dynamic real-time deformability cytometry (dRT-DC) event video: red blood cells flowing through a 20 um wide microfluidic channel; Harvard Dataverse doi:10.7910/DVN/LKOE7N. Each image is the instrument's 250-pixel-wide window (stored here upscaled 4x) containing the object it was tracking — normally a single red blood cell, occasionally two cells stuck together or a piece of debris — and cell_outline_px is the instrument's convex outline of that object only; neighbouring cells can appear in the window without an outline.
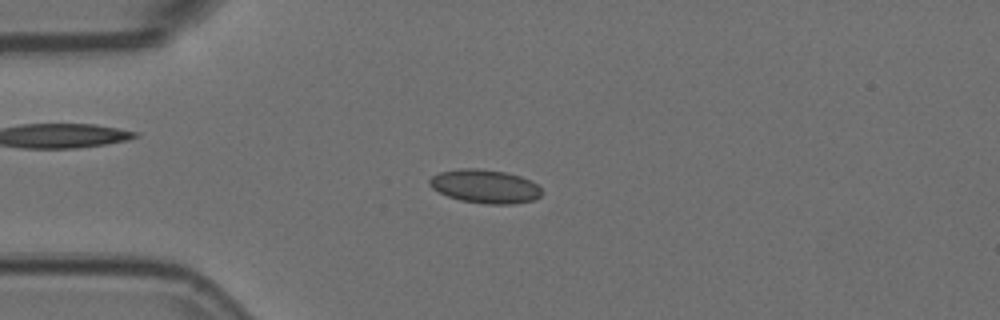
{"species": "Egyptian fruit bat (a non-hibernating species)", "species_latin": "Rousettus aegyptiacus", "temperature_condition": "room temperature", "stored_images_in_passage": 48, "camera_frame_rate_fps": 3000, "um_per_image_px": 0.085, "animal": {"sex": "female"}, "frame": {"image": 1, "passage_image": 8, "time_ms": 2.333, "image_size_px": [1000, 320], "cell_outline_px": [[544, 192], [540, 196], [532, 200], [512, 204], [484, 204], [460, 200], [448, 196], [432, 188], [428, 184], [428, 180], [432, 176], [440, 172], [460, 168], [476, 168], [504, 172], [520, 176], [536, 184]], "centroid_in_image_um": [41.21, 15.84], "position_along_channel_um": 43.8, "area_um2": 21.91}}
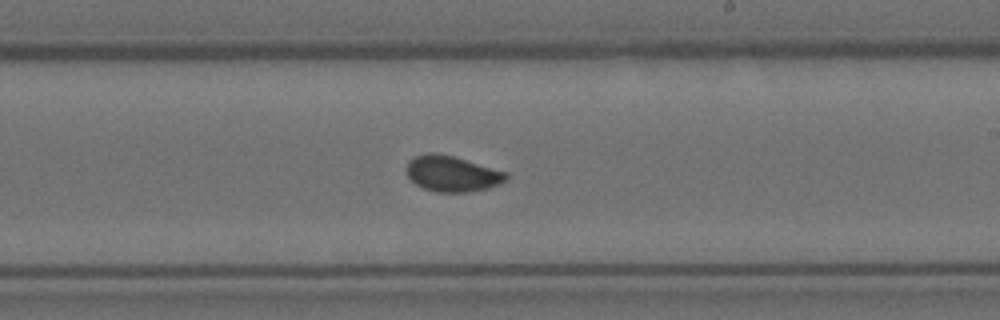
{"frame": {"image": 2, "passage_image": 26, "time_ms": 8.333, "image_size_px": [1000, 320], "cell_outline_px": [[508, 176], [504, 180], [488, 188], [468, 192], [436, 192], [424, 188], [416, 184], [408, 176], [408, 160], [412, 156], [428, 152], [436, 152], [452, 156], [508, 172]], "centroid_in_image_um": [38.4, 14.75], "position_along_channel_um": 250.6, "area_um2": 20.58}}
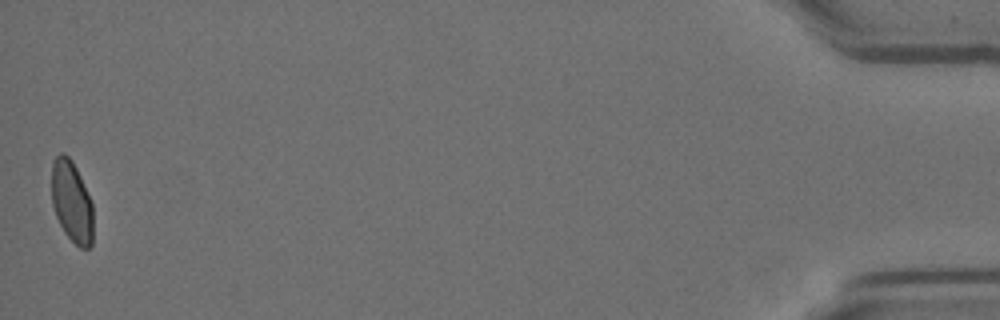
{"frame": {"image": 3, "passage_image": 48, "time_ms": 15.667, "image_size_px": [1000, 320], "cell_outline_px": [[92, 244], [88, 248], [80, 248], [64, 232], [56, 216], [52, 204], [52, 164], [56, 156], [60, 152], [64, 152], [72, 160], [80, 176], [92, 204]], "centroid_in_image_um": [6.08, 17.13], "position_along_channel_um": 429.1, "area_um2": 19.54}, "authors_computed_cell_mechanics": {"area_um2": 20.6057, "velocity_mm_per_s": 3.7612, "shape_relaxation_time_tau1_ms": 7.9656, "shape_relaxation_time_tau2_ms": null, "deformation_change_tau1": 0.1151, "deformation_change_tau2": null}}